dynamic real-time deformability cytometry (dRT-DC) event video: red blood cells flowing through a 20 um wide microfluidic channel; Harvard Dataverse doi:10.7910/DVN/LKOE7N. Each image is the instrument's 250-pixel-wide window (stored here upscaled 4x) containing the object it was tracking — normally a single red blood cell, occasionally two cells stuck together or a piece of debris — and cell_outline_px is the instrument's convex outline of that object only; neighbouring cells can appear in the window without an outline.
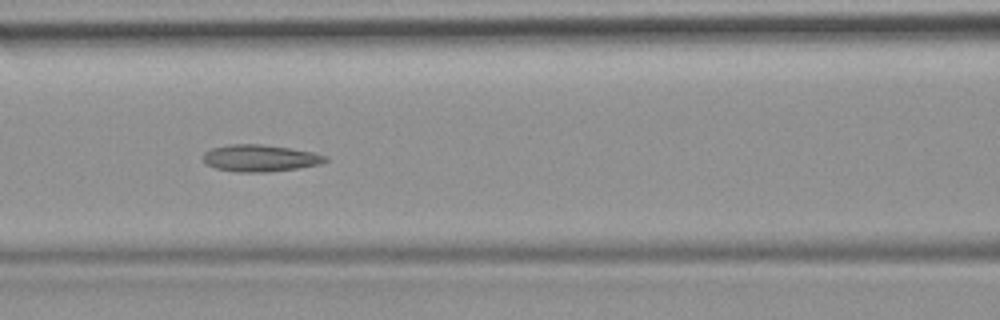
{"species": "common noctule bat (a hibernating species)", "species_latin": "Nyctalus noctula", "temperature_condition": "room temperature", "stored_images_in_passage": 42, "camera_frame_rate_fps": 3000, "um_per_image_px": 0.085, "animal": {"sex": "female", "body_mass_g": 19.9}, "frame": {"image": 1, "passage_image": 13, "time_ms": 4.0, "image_size_px": [1000, 320], "cell_outline_px": [[328, 160], [320, 164], [296, 168], [268, 172], [236, 172], [216, 168], [208, 164], [204, 160], [204, 152], [212, 148], [228, 144], [260, 144], [288, 148], [312, 152], [328, 156]], "centroid_in_image_um": [22.11, 13.44], "position_along_channel_um": 144.5, "area_um2": 18.96}, "authors_computed_cell_mechanics": {"area_um2": 19.1029, "velocity_mm_per_s": 3.9529, "shape_relaxation_time_tau1_ms": null, "shape_relaxation_time_tau2_ms": 4.0544, "deformation_change_tau1": null, "deformation_change_tau2": 0.1203}}